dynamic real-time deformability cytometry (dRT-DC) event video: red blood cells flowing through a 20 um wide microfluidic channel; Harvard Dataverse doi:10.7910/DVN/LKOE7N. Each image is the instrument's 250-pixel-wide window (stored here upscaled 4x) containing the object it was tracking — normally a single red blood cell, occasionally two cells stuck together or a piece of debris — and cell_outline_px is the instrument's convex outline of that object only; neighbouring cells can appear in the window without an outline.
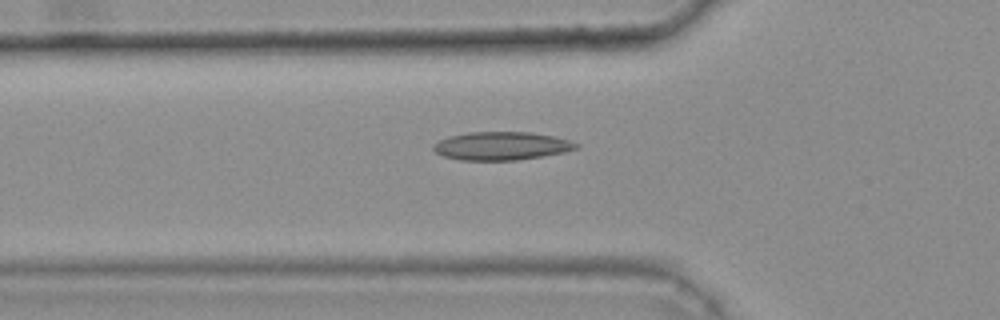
{"species": "common noctule bat (a hibernating species)", "species_latin": "Nyctalus noctula", "temperature_condition": "warm", "stored_images_in_passage": 24, "camera_frame_rate_fps": 3000, "um_per_image_px": 0.085, "animal": {"sex": "female", "body_mass_g": 25.1}, "frame": {"image": 1, "passage_image": 17, "time_ms": 5.333, "image_size_px": [1000, 320], "cell_outline_px": [[580, 148], [564, 152], [544, 156], [516, 160], [460, 160], [444, 156], [436, 152], [432, 148], [432, 144], [448, 136], [468, 132], [528, 132], [556, 136], [580, 144]], "centroid_in_image_um": [42.64, 12.4], "position_along_channel_um": 83.2, "area_um2": 23.64}}
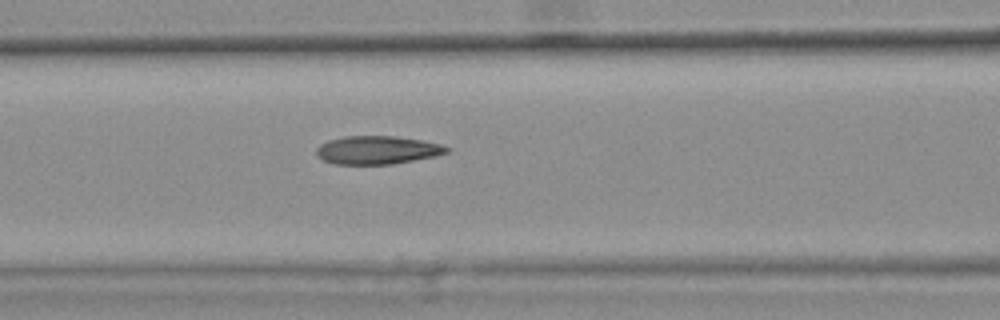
{"frame": {"image": 2, "passage_image": 21, "time_ms": 6.667, "image_size_px": [1000, 320], "cell_outline_px": [[452, 148], [448, 152], [432, 156], [392, 164], [336, 164], [324, 160], [316, 156], [316, 148], [320, 144], [328, 140], [344, 136], [396, 136], [420, 140], [440, 144]], "centroid_in_image_um": [32.03, 12.74], "position_along_channel_um": 134.6, "area_um2": 21.33}}